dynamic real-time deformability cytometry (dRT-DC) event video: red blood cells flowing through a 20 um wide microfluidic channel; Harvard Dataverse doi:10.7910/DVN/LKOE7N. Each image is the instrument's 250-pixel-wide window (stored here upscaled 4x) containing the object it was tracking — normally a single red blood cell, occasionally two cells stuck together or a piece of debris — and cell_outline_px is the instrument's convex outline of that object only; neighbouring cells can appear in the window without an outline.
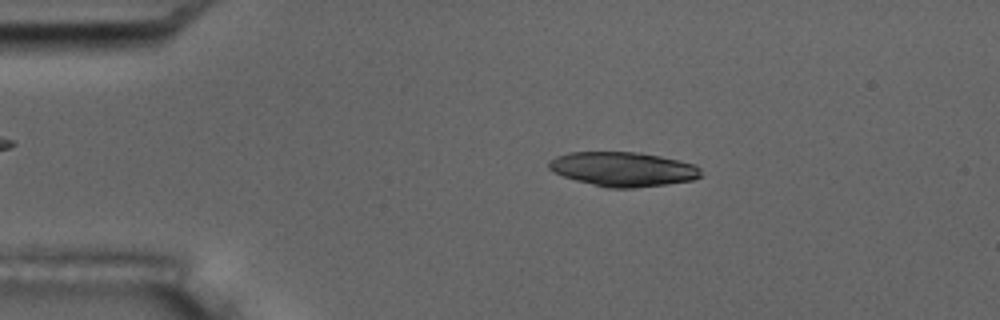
{"species": "common noctule bat (a hibernating species)", "species_latin": "Nyctalus noctula", "temperature_condition": "room temperature", "stored_images_in_passage": 8, "camera_frame_rate_fps": 3000, "um_per_image_px": 0.085, "animal": {"sex": "male", "body_mass_g": 17.5, "forearm_length_mm": 52.3}, "frame": {"image": 1, "passage_image": 3, "time_ms": 0.667, "image_size_px": [1000, 320], "cell_outline_px": [[704, 176], [692, 180], [668, 184], [636, 188], [604, 188], [576, 180], [552, 172], [548, 168], [548, 160], [556, 156], [568, 152], [640, 152], [680, 160], [696, 164], [700, 168]], "centroid_in_image_um": [52.97, 14.38], "position_along_channel_um": 32.0, "area_um2": 30.98}}